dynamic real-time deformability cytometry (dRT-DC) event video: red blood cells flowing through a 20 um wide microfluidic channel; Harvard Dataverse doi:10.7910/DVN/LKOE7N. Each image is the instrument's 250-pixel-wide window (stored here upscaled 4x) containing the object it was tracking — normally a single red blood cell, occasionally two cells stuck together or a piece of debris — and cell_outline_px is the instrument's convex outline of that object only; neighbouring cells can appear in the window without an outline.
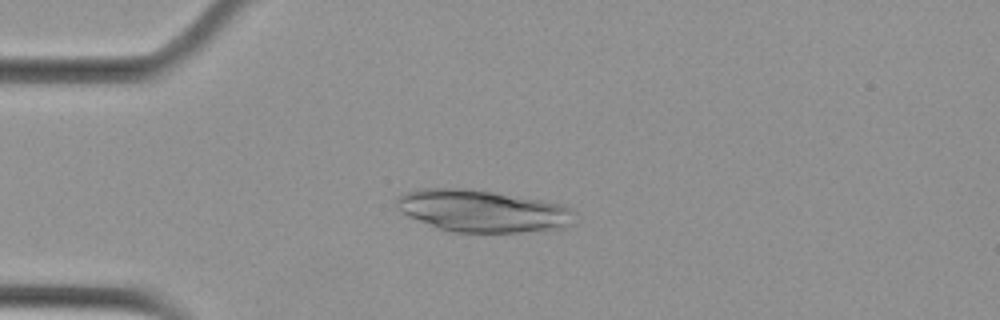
{"species": "Egyptian fruit bat (a non-hibernating species)", "species_latin": "Rousettus aegyptiacus", "temperature_condition": "cold", "stored_images_in_passage": 50, "camera_frame_rate_fps": 3000, "um_per_image_px": 0.085, "animal": {"sex": "female"}, "frame": {"image": 1, "passage_image": 10, "time_ms": 3.0, "image_size_px": [1000, 320], "cell_outline_px": [[576, 224], [564, 228], [548, 232], [448, 232], [436, 228], [408, 216], [400, 212], [396, 208], [396, 200], [400, 196], [416, 188], [468, 188], [564, 204], [572, 212]], "centroid_in_image_um": [41.04, 17.95], "position_along_channel_um": 44.0, "area_um2": 44.27}}
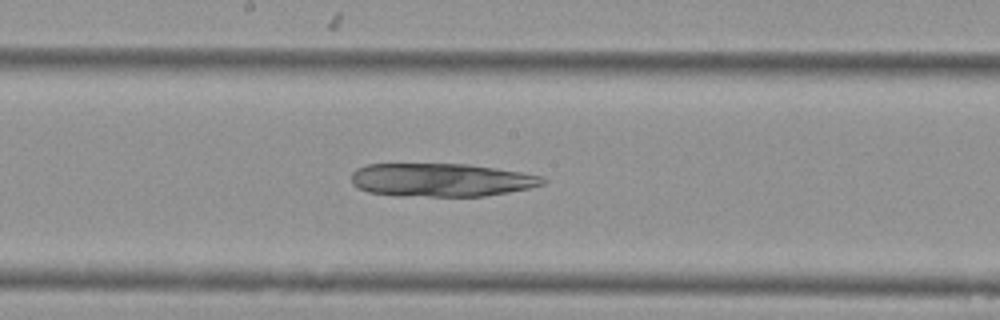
{"frame": {"image": 2, "passage_image": 25, "time_ms": 8.0, "image_size_px": [1000, 320], "cell_outline_px": [[548, 180], [544, 184], [528, 188], [508, 192], [484, 196], [396, 196], [368, 192], [352, 184], [352, 172], [356, 168], [368, 164], [468, 164], [496, 168], [544, 176]], "centroid_in_image_um": [37.5, 15.29], "position_along_channel_um": 210.7, "area_um2": 37.28}}
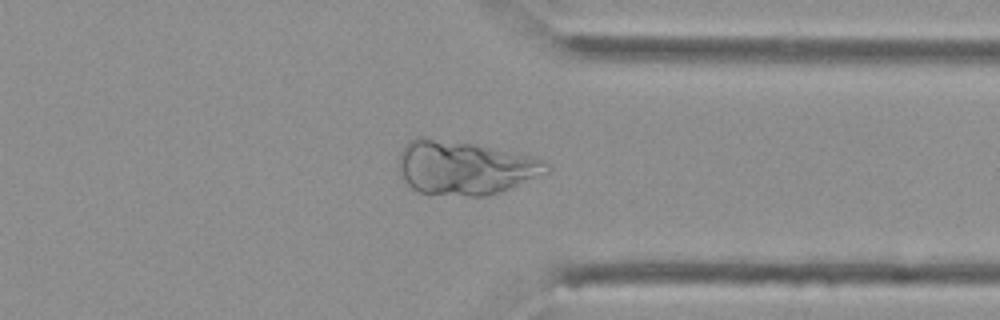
{"frame": {"image": 3, "passage_image": 38, "time_ms": 12.333, "image_size_px": [1000, 320], "cell_outline_px": [[552, 168], [548, 172], [500, 192], [484, 196], [468, 196], [420, 192], [412, 188], [404, 180], [400, 172], [400, 152], [404, 144], [416, 136], [424, 136], [476, 144], [536, 156], [548, 160]], "centroid_in_image_um": [39.55, 14.22], "position_along_channel_um": 371.9, "area_um2": 46.76}}